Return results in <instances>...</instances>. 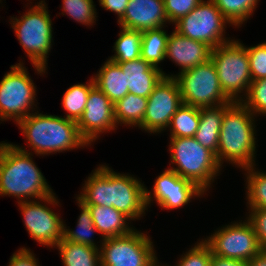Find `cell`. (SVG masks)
<instances>
[{
  "mask_svg": "<svg viewBox=\"0 0 266 266\" xmlns=\"http://www.w3.org/2000/svg\"><path fill=\"white\" fill-rule=\"evenodd\" d=\"M129 174H121L99 165L82 186L77 198L85 205L114 207L131 221L141 220L147 210L144 184Z\"/></svg>",
  "mask_w": 266,
  "mask_h": 266,
  "instance_id": "obj_1",
  "label": "cell"
},
{
  "mask_svg": "<svg viewBox=\"0 0 266 266\" xmlns=\"http://www.w3.org/2000/svg\"><path fill=\"white\" fill-rule=\"evenodd\" d=\"M32 152L13 143L0 142V195L20 201L40 200L54 194Z\"/></svg>",
  "mask_w": 266,
  "mask_h": 266,
  "instance_id": "obj_2",
  "label": "cell"
},
{
  "mask_svg": "<svg viewBox=\"0 0 266 266\" xmlns=\"http://www.w3.org/2000/svg\"><path fill=\"white\" fill-rule=\"evenodd\" d=\"M255 118L241 102L225 104L216 156L221 167L224 161L241 169L255 165Z\"/></svg>",
  "mask_w": 266,
  "mask_h": 266,
  "instance_id": "obj_3",
  "label": "cell"
},
{
  "mask_svg": "<svg viewBox=\"0 0 266 266\" xmlns=\"http://www.w3.org/2000/svg\"><path fill=\"white\" fill-rule=\"evenodd\" d=\"M17 123L34 154L44 156L89 146L77 122L65 117L34 112Z\"/></svg>",
  "mask_w": 266,
  "mask_h": 266,
  "instance_id": "obj_4",
  "label": "cell"
},
{
  "mask_svg": "<svg viewBox=\"0 0 266 266\" xmlns=\"http://www.w3.org/2000/svg\"><path fill=\"white\" fill-rule=\"evenodd\" d=\"M45 0L37 2L21 17H10V24L35 71L43 75L53 43L52 19Z\"/></svg>",
  "mask_w": 266,
  "mask_h": 266,
  "instance_id": "obj_5",
  "label": "cell"
},
{
  "mask_svg": "<svg viewBox=\"0 0 266 266\" xmlns=\"http://www.w3.org/2000/svg\"><path fill=\"white\" fill-rule=\"evenodd\" d=\"M169 139L168 150L170 164H172L169 169L196 184L206 194L222 170L216 155L202 146L194 137H170Z\"/></svg>",
  "mask_w": 266,
  "mask_h": 266,
  "instance_id": "obj_6",
  "label": "cell"
},
{
  "mask_svg": "<svg viewBox=\"0 0 266 266\" xmlns=\"http://www.w3.org/2000/svg\"><path fill=\"white\" fill-rule=\"evenodd\" d=\"M210 59L216 67L219 83L225 95L233 102H241L252 82L245 45L239 40L231 39L230 42L213 48Z\"/></svg>",
  "mask_w": 266,
  "mask_h": 266,
  "instance_id": "obj_7",
  "label": "cell"
},
{
  "mask_svg": "<svg viewBox=\"0 0 266 266\" xmlns=\"http://www.w3.org/2000/svg\"><path fill=\"white\" fill-rule=\"evenodd\" d=\"M169 77H173L177 82L183 104L207 108L233 102L223 92L211 59Z\"/></svg>",
  "mask_w": 266,
  "mask_h": 266,
  "instance_id": "obj_8",
  "label": "cell"
},
{
  "mask_svg": "<svg viewBox=\"0 0 266 266\" xmlns=\"http://www.w3.org/2000/svg\"><path fill=\"white\" fill-rule=\"evenodd\" d=\"M23 62L10 66L0 81V120L17 124L36 107V87Z\"/></svg>",
  "mask_w": 266,
  "mask_h": 266,
  "instance_id": "obj_9",
  "label": "cell"
},
{
  "mask_svg": "<svg viewBox=\"0 0 266 266\" xmlns=\"http://www.w3.org/2000/svg\"><path fill=\"white\" fill-rule=\"evenodd\" d=\"M100 242L101 266H151L157 259L149 235L136 229Z\"/></svg>",
  "mask_w": 266,
  "mask_h": 266,
  "instance_id": "obj_10",
  "label": "cell"
},
{
  "mask_svg": "<svg viewBox=\"0 0 266 266\" xmlns=\"http://www.w3.org/2000/svg\"><path fill=\"white\" fill-rule=\"evenodd\" d=\"M228 23L212 0H203L189 14L175 22L174 29L179 34L203 42L213 49L231 41V38L225 36Z\"/></svg>",
  "mask_w": 266,
  "mask_h": 266,
  "instance_id": "obj_11",
  "label": "cell"
},
{
  "mask_svg": "<svg viewBox=\"0 0 266 266\" xmlns=\"http://www.w3.org/2000/svg\"><path fill=\"white\" fill-rule=\"evenodd\" d=\"M244 221L224 225L205 238L213 255L248 262L262 251L252 224Z\"/></svg>",
  "mask_w": 266,
  "mask_h": 266,
  "instance_id": "obj_12",
  "label": "cell"
},
{
  "mask_svg": "<svg viewBox=\"0 0 266 266\" xmlns=\"http://www.w3.org/2000/svg\"><path fill=\"white\" fill-rule=\"evenodd\" d=\"M56 194L31 201L18 202L23 222L30 237L43 246L55 248L63 239V224L61 217L47 205L59 206ZM44 202V204H43ZM42 203V204H41Z\"/></svg>",
  "mask_w": 266,
  "mask_h": 266,
  "instance_id": "obj_13",
  "label": "cell"
},
{
  "mask_svg": "<svg viewBox=\"0 0 266 266\" xmlns=\"http://www.w3.org/2000/svg\"><path fill=\"white\" fill-rule=\"evenodd\" d=\"M147 108L144 114L141 130L161 133L166 130L172 116L183 104L177 82L173 77H163L147 98Z\"/></svg>",
  "mask_w": 266,
  "mask_h": 266,
  "instance_id": "obj_14",
  "label": "cell"
},
{
  "mask_svg": "<svg viewBox=\"0 0 266 266\" xmlns=\"http://www.w3.org/2000/svg\"><path fill=\"white\" fill-rule=\"evenodd\" d=\"M152 188L153 193L145 188L147 207L155 201L158 206L166 210L185 206L190 203L192 198L202 197L205 193L196 184L180 177L169 168L156 178Z\"/></svg>",
  "mask_w": 266,
  "mask_h": 266,
  "instance_id": "obj_15",
  "label": "cell"
},
{
  "mask_svg": "<svg viewBox=\"0 0 266 266\" xmlns=\"http://www.w3.org/2000/svg\"><path fill=\"white\" fill-rule=\"evenodd\" d=\"M77 126L81 136L90 146L104 132L114 131L117 128L114 104L96 85L90 89L85 110Z\"/></svg>",
  "mask_w": 266,
  "mask_h": 266,
  "instance_id": "obj_16",
  "label": "cell"
},
{
  "mask_svg": "<svg viewBox=\"0 0 266 266\" xmlns=\"http://www.w3.org/2000/svg\"><path fill=\"white\" fill-rule=\"evenodd\" d=\"M119 27L145 31L164 28L167 23L164 0H129Z\"/></svg>",
  "mask_w": 266,
  "mask_h": 266,
  "instance_id": "obj_17",
  "label": "cell"
},
{
  "mask_svg": "<svg viewBox=\"0 0 266 266\" xmlns=\"http://www.w3.org/2000/svg\"><path fill=\"white\" fill-rule=\"evenodd\" d=\"M211 48L203 42L179 34L174 30L168 38L166 56L179 66L180 72L204 64L210 59Z\"/></svg>",
  "mask_w": 266,
  "mask_h": 266,
  "instance_id": "obj_18",
  "label": "cell"
},
{
  "mask_svg": "<svg viewBox=\"0 0 266 266\" xmlns=\"http://www.w3.org/2000/svg\"><path fill=\"white\" fill-rule=\"evenodd\" d=\"M125 75L129 93L148 98L155 86L170 74L164 73L161 68L152 66L141 57L135 60L117 63Z\"/></svg>",
  "mask_w": 266,
  "mask_h": 266,
  "instance_id": "obj_19",
  "label": "cell"
},
{
  "mask_svg": "<svg viewBox=\"0 0 266 266\" xmlns=\"http://www.w3.org/2000/svg\"><path fill=\"white\" fill-rule=\"evenodd\" d=\"M90 209L95 227L98 229L101 238H113L123 236L134 230L129 226L130 219L116 210L114 207H105L98 205H86Z\"/></svg>",
  "mask_w": 266,
  "mask_h": 266,
  "instance_id": "obj_20",
  "label": "cell"
},
{
  "mask_svg": "<svg viewBox=\"0 0 266 266\" xmlns=\"http://www.w3.org/2000/svg\"><path fill=\"white\" fill-rule=\"evenodd\" d=\"M225 114V104L200 108V122L194 138L217 156L220 129Z\"/></svg>",
  "mask_w": 266,
  "mask_h": 266,
  "instance_id": "obj_21",
  "label": "cell"
},
{
  "mask_svg": "<svg viewBox=\"0 0 266 266\" xmlns=\"http://www.w3.org/2000/svg\"><path fill=\"white\" fill-rule=\"evenodd\" d=\"M95 85L111 100L113 104L129 93L125 75L121 67L107 59L93 77Z\"/></svg>",
  "mask_w": 266,
  "mask_h": 266,
  "instance_id": "obj_22",
  "label": "cell"
},
{
  "mask_svg": "<svg viewBox=\"0 0 266 266\" xmlns=\"http://www.w3.org/2000/svg\"><path fill=\"white\" fill-rule=\"evenodd\" d=\"M55 247L64 266H101L100 250L97 248L63 239Z\"/></svg>",
  "mask_w": 266,
  "mask_h": 266,
  "instance_id": "obj_23",
  "label": "cell"
},
{
  "mask_svg": "<svg viewBox=\"0 0 266 266\" xmlns=\"http://www.w3.org/2000/svg\"><path fill=\"white\" fill-rule=\"evenodd\" d=\"M148 100L145 97L128 93L114 104V117L117 126L140 127L144 119Z\"/></svg>",
  "mask_w": 266,
  "mask_h": 266,
  "instance_id": "obj_24",
  "label": "cell"
},
{
  "mask_svg": "<svg viewBox=\"0 0 266 266\" xmlns=\"http://www.w3.org/2000/svg\"><path fill=\"white\" fill-rule=\"evenodd\" d=\"M76 201L81 210L77 220V229H69V227L65 226L66 224H63V240L92 246L100 250L99 245L97 246L96 242L92 239V235L96 232L98 233V229L93 223L90 209L78 198H76Z\"/></svg>",
  "mask_w": 266,
  "mask_h": 266,
  "instance_id": "obj_25",
  "label": "cell"
},
{
  "mask_svg": "<svg viewBox=\"0 0 266 266\" xmlns=\"http://www.w3.org/2000/svg\"><path fill=\"white\" fill-rule=\"evenodd\" d=\"M169 34L162 28L142 31L141 58L152 66H158L166 58Z\"/></svg>",
  "mask_w": 266,
  "mask_h": 266,
  "instance_id": "obj_26",
  "label": "cell"
},
{
  "mask_svg": "<svg viewBox=\"0 0 266 266\" xmlns=\"http://www.w3.org/2000/svg\"><path fill=\"white\" fill-rule=\"evenodd\" d=\"M119 38L114 42V55L110 61L123 63L141 57L142 31L130 30L120 27Z\"/></svg>",
  "mask_w": 266,
  "mask_h": 266,
  "instance_id": "obj_27",
  "label": "cell"
},
{
  "mask_svg": "<svg viewBox=\"0 0 266 266\" xmlns=\"http://www.w3.org/2000/svg\"><path fill=\"white\" fill-rule=\"evenodd\" d=\"M95 85L93 77L89 82L78 83L67 88L63 94L62 107L66 111L65 118L78 122L85 110L90 89Z\"/></svg>",
  "mask_w": 266,
  "mask_h": 266,
  "instance_id": "obj_28",
  "label": "cell"
},
{
  "mask_svg": "<svg viewBox=\"0 0 266 266\" xmlns=\"http://www.w3.org/2000/svg\"><path fill=\"white\" fill-rule=\"evenodd\" d=\"M200 108L182 104L168 126L170 137H194L199 127Z\"/></svg>",
  "mask_w": 266,
  "mask_h": 266,
  "instance_id": "obj_29",
  "label": "cell"
},
{
  "mask_svg": "<svg viewBox=\"0 0 266 266\" xmlns=\"http://www.w3.org/2000/svg\"><path fill=\"white\" fill-rule=\"evenodd\" d=\"M229 21V25L241 27L257 8L260 0H212Z\"/></svg>",
  "mask_w": 266,
  "mask_h": 266,
  "instance_id": "obj_30",
  "label": "cell"
},
{
  "mask_svg": "<svg viewBox=\"0 0 266 266\" xmlns=\"http://www.w3.org/2000/svg\"><path fill=\"white\" fill-rule=\"evenodd\" d=\"M256 165L243 169L246 171L247 208L266 209V172L256 171Z\"/></svg>",
  "mask_w": 266,
  "mask_h": 266,
  "instance_id": "obj_31",
  "label": "cell"
},
{
  "mask_svg": "<svg viewBox=\"0 0 266 266\" xmlns=\"http://www.w3.org/2000/svg\"><path fill=\"white\" fill-rule=\"evenodd\" d=\"M62 5V14H68L67 16L76 20L77 23L85 26L96 24L97 12L93 0H63Z\"/></svg>",
  "mask_w": 266,
  "mask_h": 266,
  "instance_id": "obj_32",
  "label": "cell"
},
{
  "mask_svg": "<svg viewBox=\"0 0 266 266\" xmlns=\"http://www.w3.org/2000/svg\"><path fill=\"white\" fill-rule=\"evenodd\" d=\"M245 99V100H244ZM241 103L254 115H266V78L252 81Z\"/></svg>",
  "mask_w": 266,
  "mask_h": 266,
  "instance_id": "obj_33",
  "label": "cell"
},
{
  "mask_svg": "<svg viewBox=\"0 0 266 266\" xmlns=\"http://www.w3.org/2000/svg\"><path fill=\"white\" fill-rule=\"evenodd\" d=\"M212 250L209 245L202 239L196 242L186 254L176 262L175 266H211Z\"/></svg>",
  "mask_w": 266,
  "mask_h": 266,
  "instance_id": "obj_34",
  "label": "cell"
},
{
  "mask_svg": "<svg viewBox=\"0 0 266 266\" xmlns=\"http://www.w3.org/2000/svg\"><path fill=\"white\" fill-rule=\"evenodd\" d=\"M252 81L266 78V42L247 47Z\"/></svg>",
  "mask_w": 266,
  "mask_h": 266,
  "instance_id": "obj_35",
  "label": "cell"
},
{
  "mask_svg": "<svg viewBox=\"0 0 266 266\" xmlns=\"http://www.w3.org/2000/svg\"><path fill=\"white\" fill-rule=\"evenodd\" d=\"M203 0H164L165 11L169 24H174L189 14Z\"/></svg>",
  "mask_w": 266,
  "mask_h": 266,
  "instance_id": "obj_36",
  "label": "cell"
},
{
  "mask_svg": "<svg viewBox=\"0 0 266 266\" xmlns=\"http://www.w3.org/2000/svg\"><path fill=\"white\" fill-rule=\"evenodd\" d=\"M248 214L246 219L252 224L261 249L266 251V209L249 208Z\"/></svg>",
  "mask_w": 266,
  "mask_h": 266,
  "instance_id": "obj_37",
  "label": "cell"
},
{
  "mask_svg": "<svg viewBox=\"0 0 266 266\" xmlns=\"http://www.w3.org/2000/svg\"><path fill=\"white\" fill-rule=\"evenodd\" d=\"M30 248L21 247L10 257L8 266H40Z\"/></svg>",
  "mask_w": 266,
  "mask_h": 266,
  "instance_id": "obj_38",
  "label": "cell"
},
{
  "mask_svg": "<svg viewBox=\"0 0 266 266\" xmlns=\"http://www.w3.org/2000/svg\"><path fill=\"white\" fill-rule=\"evenodd\" d=\"M99 5L110 12L117 14V21H119L125 14V9L129 0H98Z\"/></svg>",
  "mask_w": 266,
  "mask_h": 266,
  "instance_id": "obj_39",
  "label": "cell"
},
{
  "mask_svg": "<svg viewBox=\"0 0 266 266\" xmlns=\"http://www.w3.org/2000/svg\"><path fill=\"white\" fill-rule=\"evenodd\" d=\"M211 266H247L245 261L221 258L216 255L212 256Z\"/></svg>",
  "mask_w": 266,
  "mask_h": 266,
  "instance_id": "obj_40",
  "label": "cell"
},
{
  "mask_svg": "<svg viewBox=\"0 0 266 266\" xmlns=\"http://www.w3.org/2000/svg\"><path fill=\"white\" fill-rule=\"evenodd\" d=\"M246 264L247 266H266V251L262 250Z\"/></svg>",
  "mask_w": 266,
  "mask_h": 266,
  "instance_id": "obj_41",
  "label": "cell"
},
{
  "mask_svg": "<svg viewBox=\"0 0 266 266\" xmlns=\"http://www.w3.org/2000/svg\"><path fill=\"white\" fill-rule=\"evenodd\" d=\"M151 266H164V265H160V263H159V260L158 259H156L152 264H151ZM165 266H167V264L165 265ZM169 266V265H168ZM171 266V265H170Z\"/></svg>",
  "mask_w": 266,
  "mask_h": 266,
  "instance_id": "obj_42",
  "label": "cell"
}]
</instances>
